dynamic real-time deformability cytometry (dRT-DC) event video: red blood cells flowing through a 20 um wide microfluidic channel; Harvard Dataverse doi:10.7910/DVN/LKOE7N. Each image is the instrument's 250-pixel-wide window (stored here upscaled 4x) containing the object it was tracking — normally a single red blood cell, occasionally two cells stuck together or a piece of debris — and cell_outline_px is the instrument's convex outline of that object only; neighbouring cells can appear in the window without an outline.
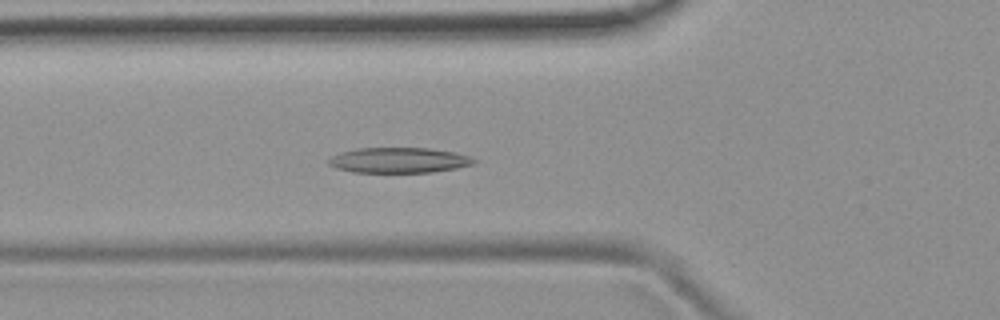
{"species": "common noctule bat (a hibernating species)", "species_latin": "Nyctalus noctula", "temperature_condition": "room temperature", "stored_images_in_passage": 40, "camera_frame_rate_fps": 3000, "um_per_image_px": 0.085, "animal": {"sex": "female", "body_mass_g": 19.9}, "frame": {"image": 1, "passage_image": 15, "time_ms": 4.667, "image_size_px": [1000, 320], "cell_outline_px": [[476, 160], [472, 164], [456, 168], [432, 172], [352, 172], [336, 168], [328, 164], [328, 160], [332, 156], [340, 152], [356, 148], [428, 148], [456, 152], [468, 156]], "centroid_in_image_um": [33.87, 13.61], "position_along_channel_um": 91.9, "area_um2": 21.39}}
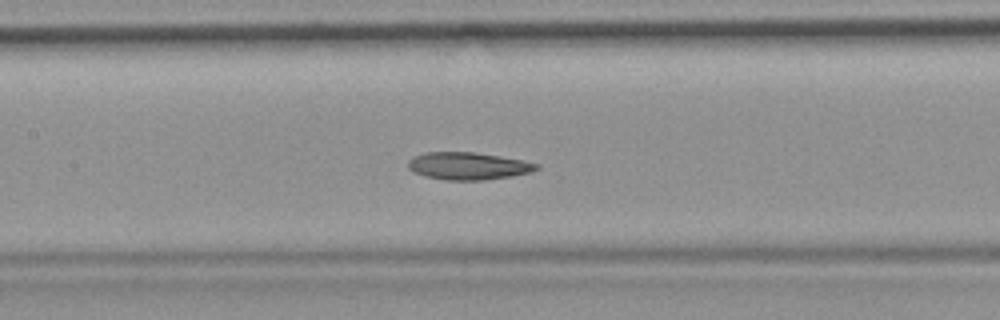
{"frame": {"image": 2, "passage_image": 21, "time_ms": 6.667, "image_size_px": [1000, 320], "cell_outline_px": [[540, 168], [532, 172], [512, 176], [484, 180], [444, 180], [424, 176], [412, 172], [408, 168], [408, 160], [412, 156], [424, 152], [476, 152], [524, 160], [540, 164]], "centroid_in_image_um": [39.79, 14.1], "position_along_channel_um": 167.6, "area_um2": 20.87}}
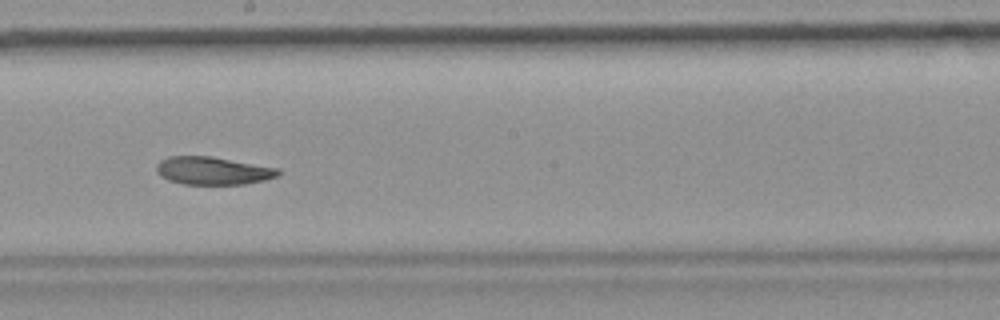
{"frame": {"image": 3, "passage_image": 26, "time_ms": 8.333, "image_size_px": [1000, 320], "cell_outline_px": [[280, 176], [264, 180], [244, 184], [184, 184], [168, 180], [160, 176], [156, 172], [156, 164], [160, 160], [168, 156], [212, 156], [280, 168]], "centroid_in_image_um": [18.1, 14.5], "position_along_channel_um": 230.1, "area_um2": 20.0}, "authors_computed_cell_mechanics": {"area_um2": 20.808, "velocity_mm_per_s": 3.7744, "shape_relaxation_time_tau1_ms": 5.0369, "shape_relaxation_time_tau2_ms": 2.8529, "deformation_change_tau1": 0.1488, "deformation_change_tau2": 0.0841}}